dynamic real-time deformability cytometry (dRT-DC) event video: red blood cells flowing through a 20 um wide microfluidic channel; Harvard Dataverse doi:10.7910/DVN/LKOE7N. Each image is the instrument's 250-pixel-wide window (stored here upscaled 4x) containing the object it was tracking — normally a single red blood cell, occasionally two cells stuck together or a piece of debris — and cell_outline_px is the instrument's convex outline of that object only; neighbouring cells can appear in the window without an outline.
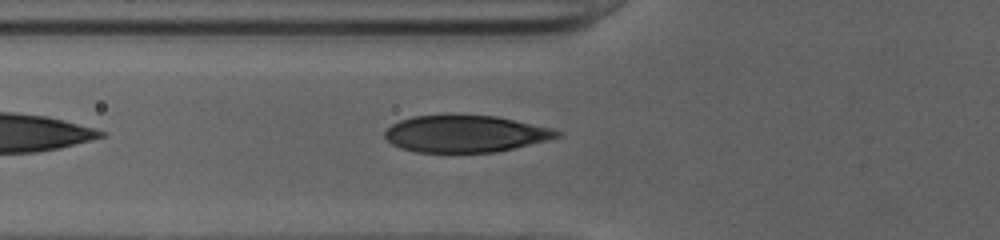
{"species": "human", "species_latin": "Homo sapiens", "temperature_condition": "cold", "stored_images_in_passage": 34, "camera_frame_rate_fps": 3000, "um_per_image_px": 0.085, "donor": {"sex": "female"}, "frame": {"image": 1, "passage_image": 4, "time_ms": 1.0, "image_size_px": [1000, 240], "cell_outline_px": [[564, 132], [560, 136], [548, 140], [496, 152], [416, 152], [400, 148], [392, 144], [384, 136], [384, 132], [392, 124], [400, 120], [412, 116], [496, 116], [552, 128]], "centroid_in_image_um": [39.56, 11.38], "position_along_channel_um": 86.2, "area_um2": 36.7}}
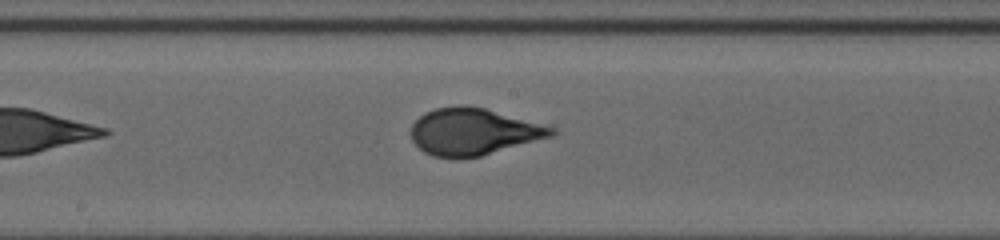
{"frame": {"image": 2, "passage_image": 13, "time_ms": 4.0, "image_size_px": [1000, 240], "cell_outline_px": [[560, 132], [552, 136], [480, 156], [460, 160], [432, 156], [424, 152], [412, 140], [412, 124], [424, 112], [436, 108], [456, 104], [464, 104], [484, 108], [556, 128]], "centroid_in_image_um": [40.21, 11.2], "position_along_channel_um": 208.0, "area_um2": 38.49}}
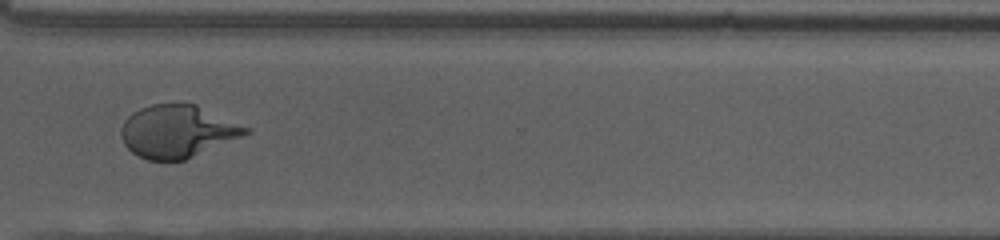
{"frame": {"image": 3, "passage_image": 24, "time_ms": 7.667, "image_size_px": [1000, 240], "cell_outline_px": [[252, 132], [184, 160], [148, 160], [132, 152], [124, 144], [120, 136], [120, 128], [124, 120], [132, 112], [140, 108], [152, 104], [196, 104], [252, 128]], "centroid_in_image_um": [15.09, 11.15], "position_along_channel_um": 355.5, "area_um2": 38.15}, "authors_computed_cell_mechanics": {"area_um2": 38.5237, "velocity_mm_per_s": 4.022, "shape_relaxation_time_tau1_ms": 4.6117, "shape_relaxation_time_tau2_ms": null, "deformation_change_tau1": 0.2306, "deformation_change_tau2": null}}